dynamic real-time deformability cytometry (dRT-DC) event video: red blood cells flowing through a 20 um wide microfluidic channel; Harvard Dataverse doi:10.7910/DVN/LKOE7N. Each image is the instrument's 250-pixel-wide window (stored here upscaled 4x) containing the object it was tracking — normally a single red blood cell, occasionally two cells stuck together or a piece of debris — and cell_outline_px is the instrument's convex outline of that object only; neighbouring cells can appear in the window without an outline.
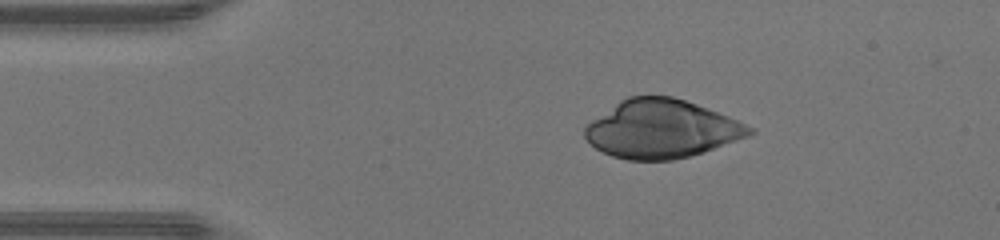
{"species": "human", "species_latin": "Homo sapiens", "temperature_condition": "warm", "stored_images_in_passage": 39, "camera_frame_rate_fps": 3000, "um_per_image_px": 0.085, "donor": {"sex": "male"}, "frame": {"image": 1, "passage_image": 1, "time_ms": 0.0, "image_size_px": [1000, 240], "cell_outline_px": [[756, 132], [748, 136], [704, 152], [672, 160], [628, 160], [612, 156], [596, 148], [584, 136], [584, 128], [592, 120], [620, 100], [628, 96], [672, 96], [708, 108], [728, 116], [756, 128]], "centroid_in_image_um": [56.25, 10.96], "position_along_channel_um": 28.7, "area_um2": 55.6}}
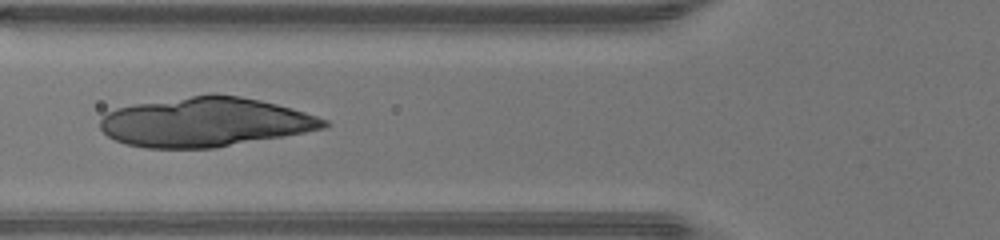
{"frame": {"image": 2, "passage_image": 10, "time_ms": 3.0, "image_size_px": [1000, 240], "cell_outline_px": [[332, 124], [324, 128], [284, 136], [216, 148], [144, 148], [128, 144], [116, 140], [108, 136], [100, 128], [100, 120], [108, 112], [116, 108], [132, 104], [208, 92], [212, 92], [240, 96], [260, 100], [292, 108], [328, 120]], "centroid_in_image_um": [17.43, 10.36], "position_along_channel_um": 108.4, "area_um2": 64.79}}